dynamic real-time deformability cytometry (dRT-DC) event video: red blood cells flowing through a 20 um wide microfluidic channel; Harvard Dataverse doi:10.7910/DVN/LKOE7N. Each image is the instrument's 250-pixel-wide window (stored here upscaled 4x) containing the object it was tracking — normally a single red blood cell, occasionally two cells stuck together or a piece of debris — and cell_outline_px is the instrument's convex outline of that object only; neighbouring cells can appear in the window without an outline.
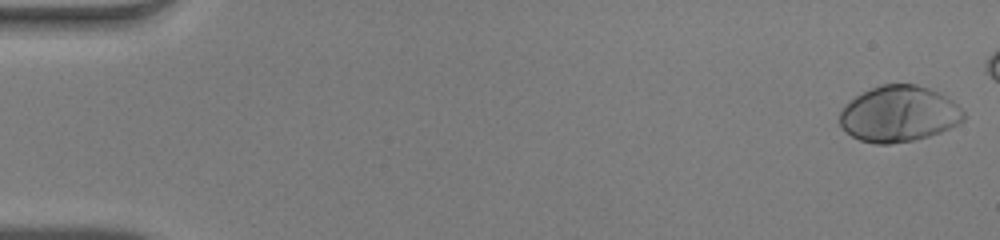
{"species": "human", "species_latin": "Homo sapiens", "temperature_condition": "warm", "stored_images_in_passage": 46, "camera_frame_rate_fps": 3000, "um_per_image_px": 0.085, "donor": {"sex": "male"}, "frame": {"image": 1, "passage_image": 1, "time_ms": 0.0, "image_size_px": [1000, 240], "cell_outline_px": [[964, 120], [940, 132], [928, 136], [912, 140], [888, 144], [876, 144], [860, 140], [852, 136], [840, 128], [840, 112], [856, 96], [880, 84], [916, 84], [928, 88], [952, 100], [964, 112]], "centroid_in_image_um": [76.39, 9.69], "position_along_channel_um": 8.6, "area_um2": 39.94}}
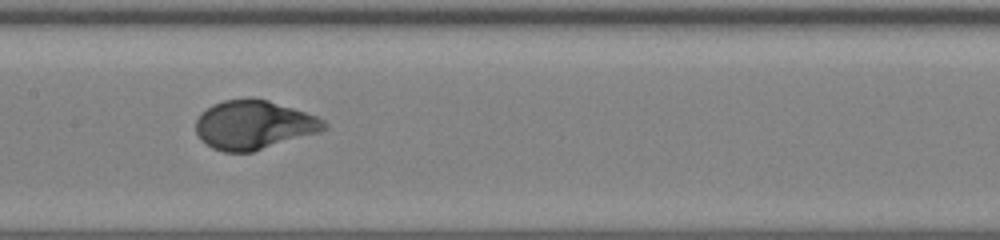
{"frame": {"image": 2, "passage_image": 26, "time_ms": 8.333, "image_size_px": [1000, 240], "cell_outline_px": [[328, 128], [320, 132], [252, 152], [224, 152], [212, 148], [200, 140], [196, 132], [196, 120], [200, 112], [212, 104], [224, 100], [252, 96], [268, 100], [316, 116], [324, 120], [328, 124]], "centroid_in_image_um": [21.55, 10.6], "position_along_channel_um": 185.9, "area_um2": 36.93}}
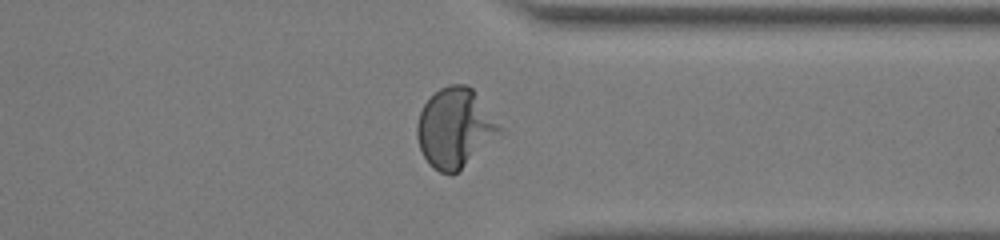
{"frame": {"image": 3, "passage_image": 40, "time_ms": 13.0, "image_size_px": [1000, 240], "cell_outline_px": [[504, 128], [452, 176], [440, 172], [424, 156], [420, 148], [416, 136], [416, 124], [420, 112], [424, 104], [440, 88], [448, 84], [464, 84], [472, 88]], "centroid_in_image_um": [38.65, 10.83], "position_along_channel_um": 372.8, "area_um2": 37.4}, "authors_computed_cell_mechanics": {"area_um2": 36.9053, "velocity_mm_per_s": 4.0511, "shape_relaxation_time_tau1_ms": 3.2425, "shape_relaxation_time_tau2_ms": null, "deformation_change_tau1": 0.2248, "deformation_change_tau2": null}}